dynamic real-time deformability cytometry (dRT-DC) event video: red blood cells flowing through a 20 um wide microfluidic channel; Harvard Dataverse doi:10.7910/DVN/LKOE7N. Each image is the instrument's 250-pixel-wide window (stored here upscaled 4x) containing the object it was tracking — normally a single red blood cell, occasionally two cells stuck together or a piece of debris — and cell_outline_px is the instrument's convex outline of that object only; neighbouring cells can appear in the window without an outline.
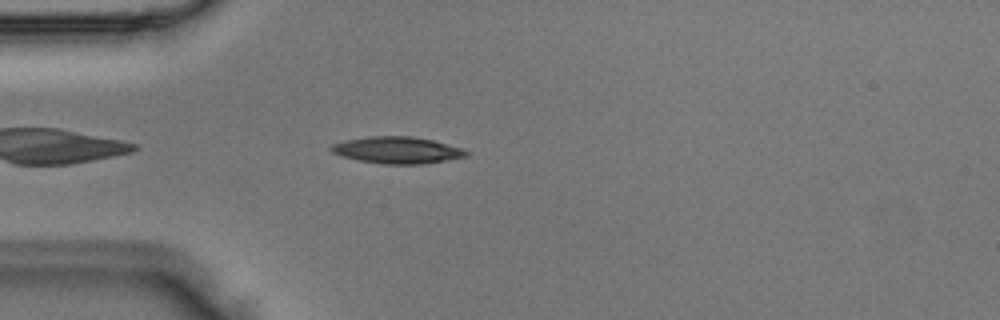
{"species": "Egyptian fruit bat (a non-hibernating species)", "species_latin": "Rousettus aegyptiacus", "temperature_condition": "room temperature", "stored_images_in_passage": 3, "camera_frame_rate_fps": 3000, "um_per_image_px": 0.085, "animal": {"sex": "male"}, "frame": {"image": 1, "passage_image": 3, "time_ms": 0.667, "image_size_px": [1000, 320], "cell_outline_px": [[468, 156], [420, 164], [384, 164], [360, 160], [340, 156], [332, 152], [328, 148], [332, 144], [344, 140], [368, 136], [412, 136], [432, 140], [464, 148], [468, 152]], "centroid_in_image_um": [33.73, 12.75], "position_along_channel_um": 51.3, "area_um2": 21.04}}